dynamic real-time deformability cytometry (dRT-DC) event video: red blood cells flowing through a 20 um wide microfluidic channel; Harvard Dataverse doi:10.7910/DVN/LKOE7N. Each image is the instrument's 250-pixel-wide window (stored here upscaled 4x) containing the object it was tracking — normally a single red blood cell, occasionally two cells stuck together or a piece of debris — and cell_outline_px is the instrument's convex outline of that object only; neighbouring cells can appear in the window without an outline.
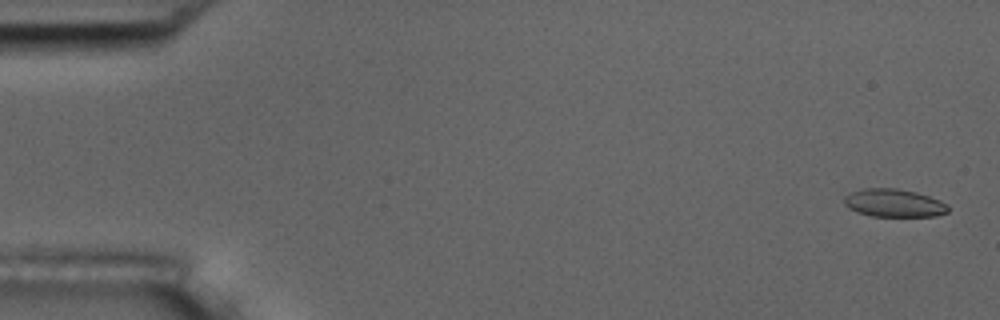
{"species": "common noctule bat (a hibernating species)", "species_latin": "Nyctalus noctula", "temperature_condition": "room temperature", "stored_images_in_passage": 56, "camera_frame_rate_fps": 3000, "um_per_image_px": 0.085, "animal": {"sex": "male", "body_mass_g": 17.5, "forearm_length_mm": 52.3}, "frame": {"image": 1, "passage_image": 2, "time_ms": 0.333, "image_size_px": [1000, 320], "cell_outline_px": [[948, 212], [936, 216], [872, 216], [856, 212], [848, 208], [844, 204], [844, 196], [860, 188], [896, 188], [916, 192], [940, 200], [948, 204]], "centroid_in_image_um": [75.97, 17.25], "position_along_channel_um": 9.0, "area_um2": 17.05}}
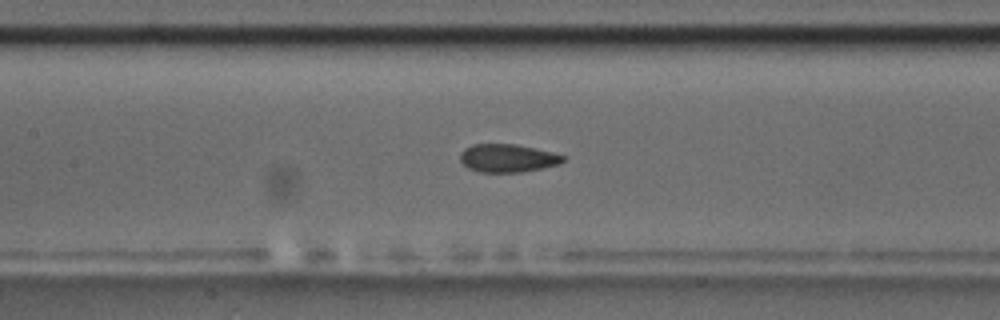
{"frame": {"image": 2, "passage_image": 26, "time_ms": 8.333, "image_size_px": [1000, 320], "cell_outline_px": [[564, 160], [556, 164], [540, 168], [520, 172], [480, 172], [468, 168], [460, 160], [460, 152], [464, 148], [472, 144], [516, 144], [552, 152], [564, 156]], "centroid_in_image_um": [43.08, 13.43], "position_along_channel_um": 164.3, "area_um2": 16.65}}
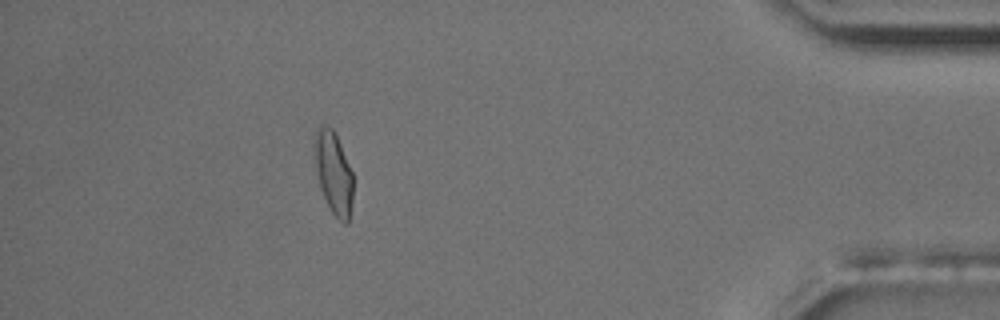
{"frame": {"image": 3, "passage_image": 50, "time_ms": 16.333, "image_size_px": [1000, 320], "cell_outline_px": [[352, 204], [348, 224], [344, 224], [332, 212], [324, 196], [316, 172], [312, 148], [312, 144], [316, 128], [320, 124], [332, 128], [336, 132], [352, 172]], "centroid_in_image_um": [28.32, 14.61], "position_along_channel_um": 406.9, "area_um2": 18.79}, "authors_computed_cell_mechanics": {"area_um2": 17.34, "velocity_mm_per_s": 3.6567, "shape_relaxation_time_tau1_ms": null, "shape_relaxation_time_tau2_ms": 1.4552, "deformation_change_tau1": null, "deformation_change_tau2": 0.064}}